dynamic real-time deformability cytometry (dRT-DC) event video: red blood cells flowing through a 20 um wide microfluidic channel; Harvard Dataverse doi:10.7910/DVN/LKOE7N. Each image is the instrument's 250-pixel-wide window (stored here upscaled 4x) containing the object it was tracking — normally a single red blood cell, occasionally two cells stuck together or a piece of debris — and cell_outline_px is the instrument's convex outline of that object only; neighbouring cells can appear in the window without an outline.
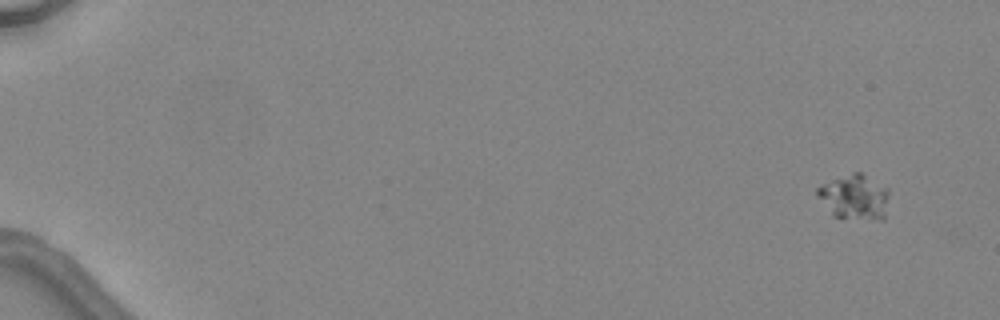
{"species": "common noctule bat (a hibernating species)", "species_latin": "Nyctalus noctula", "temperature_condition": "warm", "stored_images_in_passage": 7, "camera_frame_rate_fps": 3000, "um_per_image_px": 0.085, "animal": {"sex": "female", "body_mass_g": 24.6, "forearm_length_mm": 56.2}, "frame": {"image": 1, "passage_image": 1, "time_ms": 0.0, "image_size_px": [1000, 320], "cell_outline_px": [[888, 196], [884, 220], [880, 220], [832, 216], [816, 196], [816, 188], [820, 184], [852, 172], [860, 172], [888, 188]], "centroid_in_image_um": [72.6, 16.74], "position_along_channel_um": 12.4, "area_um2": 18.9}}
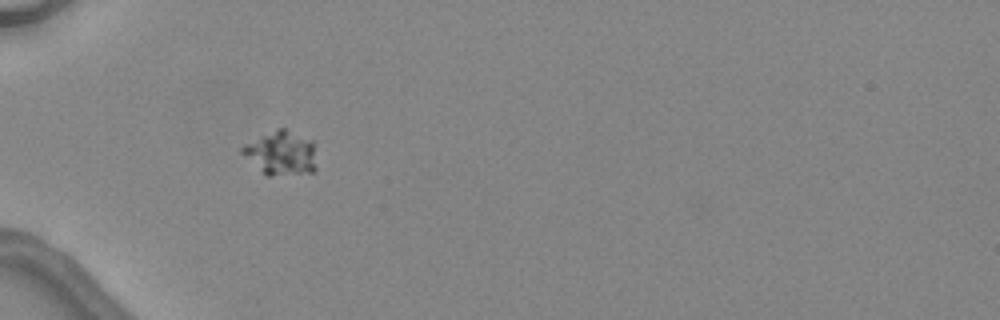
{"frame": {"image": 2, "passage_image": 5, "time_ms": 5.0, "image_size_px": [1000, 320], "cell_outline_px": [[316, 168], [312, 172], [272, 176], [268, 176], [240, 152], [240, 148], [244, 144], [276, 128], [284, 128], [312, 140]], "centroid_in_image_um": [23.88, 13.0], "position_along_channel_um": 61.1, "area_um2": 18.84}}